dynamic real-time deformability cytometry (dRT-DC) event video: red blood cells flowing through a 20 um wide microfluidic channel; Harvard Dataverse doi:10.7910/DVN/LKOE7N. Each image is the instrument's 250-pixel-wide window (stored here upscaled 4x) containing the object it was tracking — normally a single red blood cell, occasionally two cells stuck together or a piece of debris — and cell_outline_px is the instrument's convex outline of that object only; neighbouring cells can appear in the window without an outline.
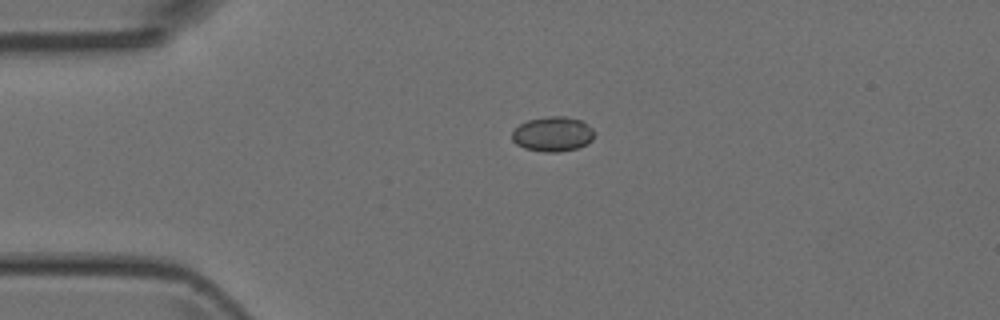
{"species": "Egyptian fruit bat (a non-hibernating species)", "species_latin": "Rousettus aegyptiacus", "temperature_condition": "room temperature", "stored_images_in_passage": 3, "camera_frame_rate_fps": 3000, "um_per_image_px": 0.085, "animal": {"sex": "female"}, "frame": {"image": 1, "passage_image": 2, "time_ms": 1.333, "image_size_px": [1000, 320], "cell_outline_px": [[592, 140], [576, 148], [556, 152], [544, 152], [524, 148], [516, 144], [512, 140], [512, 132], [520, 124], [528, 120], [548, 116], [564, 116], [580, 120], [592, 128]], "centroid_in_image_um": [46.94, 11.39], "position_along_channel_um": 38.1, "area_um2": 16.42}}